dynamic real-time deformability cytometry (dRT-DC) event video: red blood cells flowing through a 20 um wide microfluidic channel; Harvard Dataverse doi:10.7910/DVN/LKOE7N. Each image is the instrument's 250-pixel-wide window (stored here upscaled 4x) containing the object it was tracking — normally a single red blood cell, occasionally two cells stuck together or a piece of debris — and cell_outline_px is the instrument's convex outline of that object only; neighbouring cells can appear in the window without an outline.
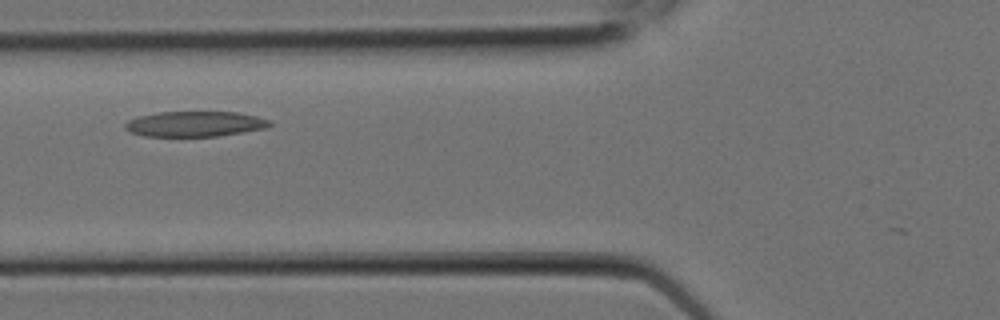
{"species": "Egyptian fruit bat (a non-hibernating species)", "species_latin": "Rousettus aegyptiacus", "temperature_condition": "room temperature", "stored_images_in_passage": 5, "camera_frame_rate_fps": 3000, "um_per_image_px": 0.085, "animal": {"sex": "female"}, "frame": {"image": 1, "passage_image": 3, "time_ms": 0.667, "image_size_px": [1000, 320], "cell_outline_px": [[272, 124], [264, 128], [216, 136], [144, 136], [132, 132], [124, 128], [124, 124], [128, 120], [136, 116], [156, 112], [236, 112], [256, 116], [272, 120]], "centroid_in_image_um": [16.53, 10.52], "position_along_channel_um": 109.3, "area_um2": 21.27}}
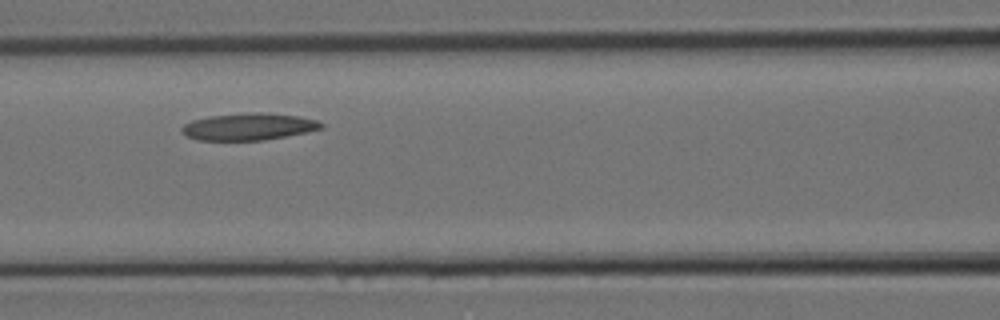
{"frame": {"image": 2, "passage_image": 4, "time_ms": 1.0, "image_size_px": [1000, 320], "cell_outline_px": [[324, 128], [308, 132], [264, 140], [196, 140], [188, 136], [180, 128], [184, 124], [192, 120], [212, 116], [252, 112], [256, 112], [300, 116], [316, 120], [324, 124]], "centroid_in_image_um": [21.17, 10.77], "position_along_channel_um": 145.4, "area_um2": 21.79}}
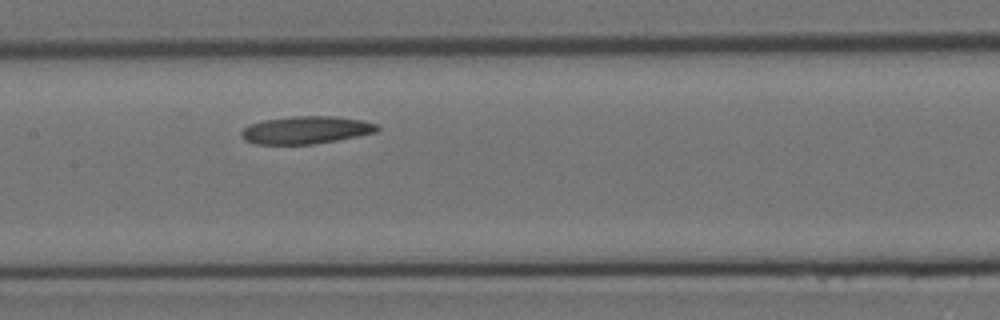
{"frame": {"image": 3, "passage_image": 5, "time_ms": 1.333, "image_size_px": [1000, 320], "cell_outline_px": [[380, 128], [376, 132], [336, 140], [312, 144], [256, 144], [244, 140], [240, 136], [240, 132], [248, 124], [264, 120], [292, 116], [336, 116], [364, 120], [376, 124]], "centroid_in_image_um": [25.98, 11.04], "position_along_channel_um": 181.4, "area_um2": 21.91}}